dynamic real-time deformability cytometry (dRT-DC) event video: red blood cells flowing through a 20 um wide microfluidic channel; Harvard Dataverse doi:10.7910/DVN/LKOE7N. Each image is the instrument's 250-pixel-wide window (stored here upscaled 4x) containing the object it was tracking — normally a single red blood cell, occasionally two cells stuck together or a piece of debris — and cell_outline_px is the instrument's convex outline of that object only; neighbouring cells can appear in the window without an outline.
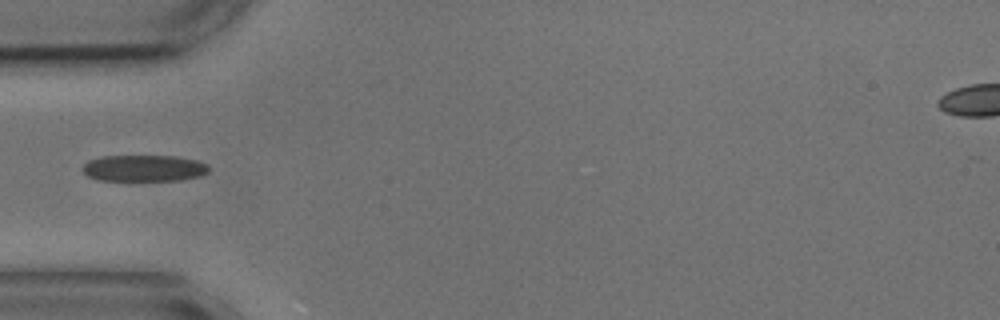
{"species": "common noctule bat (a hibernating species)", "species_latin": "Nyctalus noctula", "temperature_condition": "cold", "stored_images_in_passage": 9, "camera_frame_rate_fps": 3000, "um_per_image_px": 0.085, "animal": {"sex": "male", "body_mass_g": 17.9, "forearm_length_mm": 54.2}, "frame": {"image": 1, "passage_image": 4, "time_ms": 4.333, "image_size_px": [1000, 320], "cell_outline_px": [[208, 172], [200, 176], [180, 180], [96, 180], [88, 176], [80, 168], [88, 160], [100, 156], [176, 156], [196, 160], [208, 164]], "centroid_in_image_um": [12.21, 14.29], "position_along_channel_um": 72.8, "area_um2": 19.54}}